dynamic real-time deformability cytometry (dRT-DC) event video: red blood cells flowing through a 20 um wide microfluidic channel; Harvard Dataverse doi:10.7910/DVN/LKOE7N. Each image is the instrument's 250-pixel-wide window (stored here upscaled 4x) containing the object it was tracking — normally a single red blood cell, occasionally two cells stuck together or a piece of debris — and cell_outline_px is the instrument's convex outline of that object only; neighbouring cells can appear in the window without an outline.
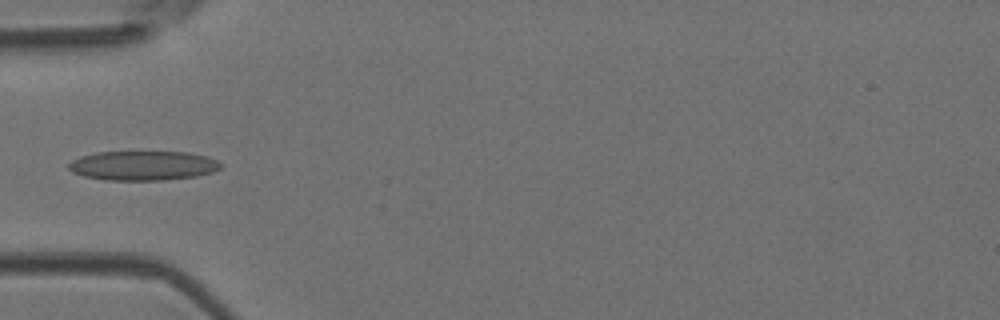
{"species": "Egyptian fruit bat (a non-hibernating species)", "species_latin": "Rousettus aegyptiacus", "temperature_condition": "room temperature", "stored_images_in_passage": 5, "camera_frame_rate_fps": 3000, "um_per_image_px": 0.085, "animal": {"sex": "female"}, "frame": {"image": 1, "passage_image": 4, "time_ms": 4.333, "image_size_px": [1000, 320], "cell_outline_px": [[224, 164], [220, 168], [212, 172], [196, 176], [164, 180], [104, 180], [84, 176], [72, 172], [68, 168], [68, 164], [72, 160], [80, 156], [96, 152], [188, 152], [208, 156]], "centroid_in_image_um": [12.16, 14.07], "position_along_channel_um": 72.8, "area_um2": 26.24}}
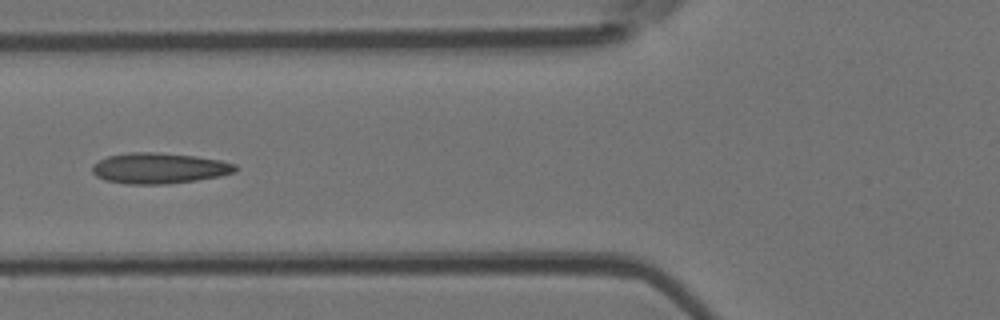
{"frame": {"image": 2, "passage_image": 5, "time_ms": 5.333, "image_size_px": [1000, 320], "cell_outline_px": [[236, 172], [220, 176], [196, 180], [168, 184], [128, 184], [104, 180], [96, 176], [92, 172], [92, 164], [108, 156], [128, 152], [156, 152], [196, 156], [220, 160], [236, 164]], "centroid_in_image_um": [13.52, 14.3], "position_along_channel_um": 112.3, "area_um2": 25.72}}